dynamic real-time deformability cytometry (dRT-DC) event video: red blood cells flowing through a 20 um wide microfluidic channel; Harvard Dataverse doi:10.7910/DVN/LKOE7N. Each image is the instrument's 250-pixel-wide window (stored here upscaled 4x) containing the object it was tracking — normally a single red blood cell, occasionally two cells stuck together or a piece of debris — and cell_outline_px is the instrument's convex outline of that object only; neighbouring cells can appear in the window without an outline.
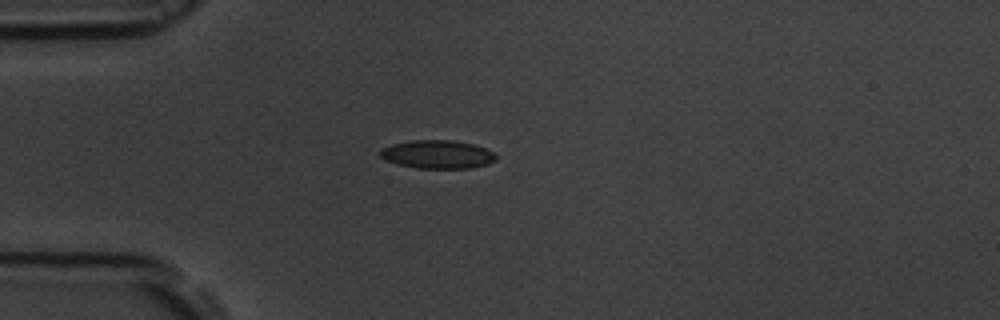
{"species": "common noctule bat (a hibernating species)", "species_latin": "Nyctalus noctula", "temperature_condition": "room temperature", "stored_images_in_passage": 3, "camera_frame_rate_fps": 3000, "um_per_image_px": 0.085, "animal": {"sex": "male", "body_mass_g": 19.5, "forearm_length_mm": 54.6}, "frame": {"image": 1, "passage_image": 1, "time_ms": 0.0, "image_size_px": [1000, 320], "cell_outline_px": [[496, 160], [488, 164], [472, 168], [416, 168], [384, 160], [380, 156], [380, 152], [384, 148], [392, 144], [412, 140], [452, 140], [476, 144], [492, 152], [496, 156]], "centroid_in_image_um": [37.21, 13.12], "position_along_channel_um": 47.8, "area_um2": 19.07}}
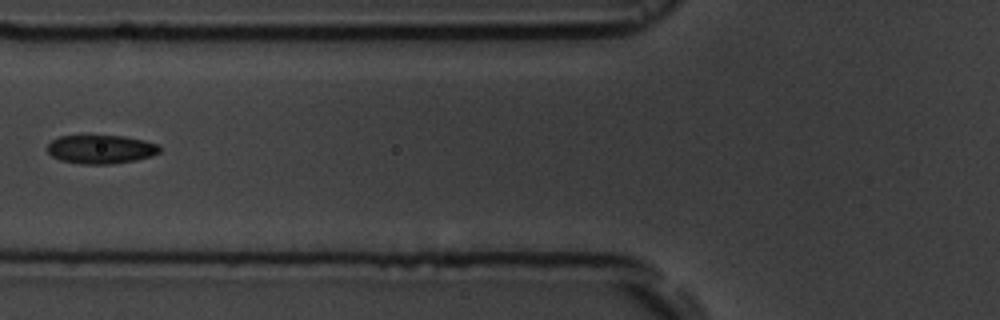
{"frame": {"image": 2, "passage_image": 3, "time_ms": 2.333, "image_size_px": [1000, 320], "cell_outline_px": [[160, 152], [152, 156], [136, 160], [112, 164], [80, 164], [60, 160], [52, 156], [48, 152], [48, 144], [52, 140], [60, 136], [124, 136], [144, 140], [160, 144]], "centroid_in_image_um": [8.6, 12.69], "position_along_channel_um": 117.2, "area_um2": 18.84}}